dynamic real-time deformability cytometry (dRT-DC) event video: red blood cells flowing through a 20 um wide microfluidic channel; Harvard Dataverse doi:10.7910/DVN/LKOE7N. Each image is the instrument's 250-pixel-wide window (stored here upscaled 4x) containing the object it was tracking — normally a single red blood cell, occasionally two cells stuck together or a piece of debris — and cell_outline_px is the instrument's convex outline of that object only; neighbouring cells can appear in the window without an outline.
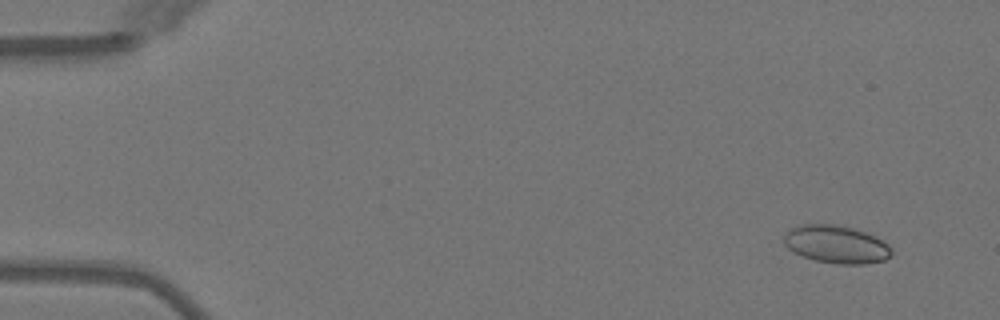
{"species": "Egyptian fruit bat (a non-hibernating species)", "species_latin": "Rousettus aegyptiacus", "temperature_condition": "warm", "stored_images_in_passage": 5, "camera_frame_rate_fps": 3000, "um_per_image_px": 0.085, "animal": {"sex": "female"}, "frame": {"image": 1, "passage_image": 1, "time_ms": 0.0, "image_size_px": [1000, 320], "cell_outline_px": [[892, 256], [884, 260], [864, 264], [836, 264], [816, 260], [804, 256], [788, 248], [784, 244], [784, 236], [792, 228], [804, 224], [836, 224], [852, 228], [876, 236], [884, 240], [892, 248]], "centroid_in_image_um": [71.14, 20.77], "position_along_channel_um": 13.9, "area_um2": 23.64}}